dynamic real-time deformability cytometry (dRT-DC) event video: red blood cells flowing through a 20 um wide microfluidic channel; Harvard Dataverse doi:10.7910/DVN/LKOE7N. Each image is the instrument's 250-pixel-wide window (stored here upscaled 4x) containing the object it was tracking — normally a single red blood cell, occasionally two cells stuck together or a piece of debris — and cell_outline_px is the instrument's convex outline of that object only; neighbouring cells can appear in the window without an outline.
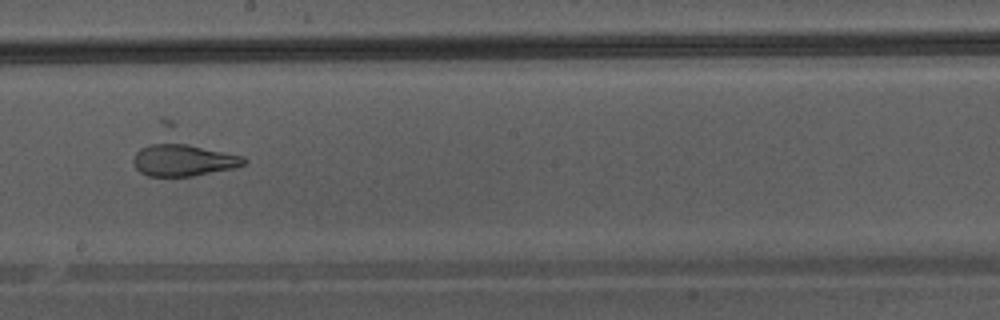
{"species": "Egyptian fruit bat (a non-hibernating species)", "species_latin": "Rousettus aegyptiacus", "temperature_condition": "warm", "stored_images_in_passage": 8, "camera_frame_rate_fps": 3000, "um_per_image_px": 0.085, "animal": {"sex": "male"}, "frame": {"image": 1, "passage_image": 8, "time_ms": 9.0, "image_size_px": [1000, 320], "cell_outline_px": [[248, 160], [244, 164], [232, 168], [192, 176], [148, 176], [140, 172], [136, 168], [132, 160], [136, 152], [140, 148], [164, 140], [172, 140], [244, 156]], "centroid_in_image_um": [15.55, 13.57], "position_along_channel_um": 232.6, "area_um2": 20.98}}